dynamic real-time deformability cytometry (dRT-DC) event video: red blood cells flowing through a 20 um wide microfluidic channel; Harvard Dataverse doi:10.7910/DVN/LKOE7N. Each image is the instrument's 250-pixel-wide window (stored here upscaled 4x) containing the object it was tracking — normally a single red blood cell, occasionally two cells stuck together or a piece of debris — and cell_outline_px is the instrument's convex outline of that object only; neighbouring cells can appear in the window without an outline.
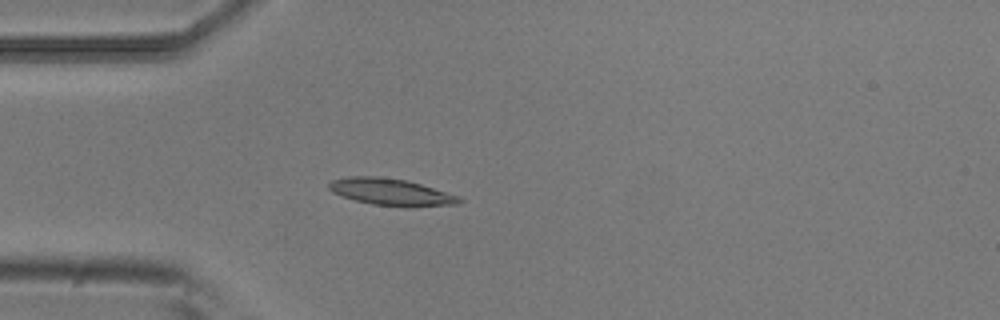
{"species": "common noctule bat (a hibernating species)", "species_latin": "Nyctalus noctula", "temperature_condition": "room temperature", "stored_images_in_passage": 5, "camera_frame_rate_fps": 3000, "um_per_image_px": 0.085, "animal": {"sex": "male", "body_mass_g": 20.5, "forearm_length_mm": 52.5}, "frame": {"image": 1, "passage_image": 5, "time_ms": 1.333, "image_size_px": [1000, 320], "cell_outline_px": [[464, 200], [456, 204], [412, 208], [404, 208], [372, 204], [340, 196], [332, 192], [328, 188], [328, 184], [332, 180], [348, 176], [380, 176], [408, 180], [460, 196]], "centroid_in_image_um": [33.26, 16.33], "position_along_channel_um": 51.7, "area_um2": 20.87}}